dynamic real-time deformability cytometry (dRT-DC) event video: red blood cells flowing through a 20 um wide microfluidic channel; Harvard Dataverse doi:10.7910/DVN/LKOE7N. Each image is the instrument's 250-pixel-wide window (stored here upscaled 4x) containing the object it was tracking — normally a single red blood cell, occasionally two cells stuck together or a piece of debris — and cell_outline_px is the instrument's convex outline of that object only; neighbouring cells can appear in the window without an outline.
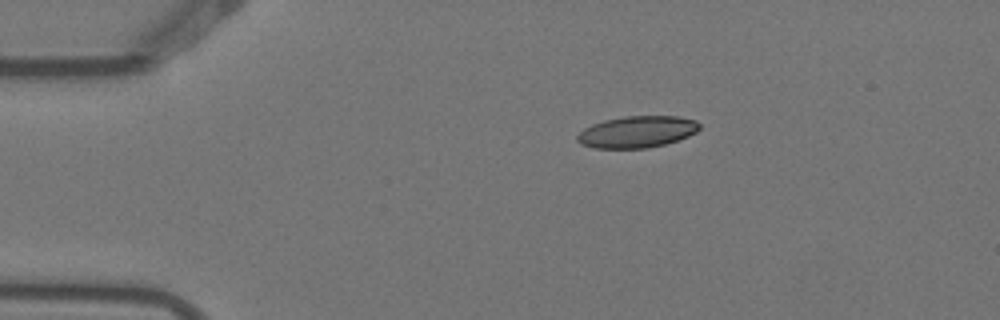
{"species": "Egyptian fruit bat (a non-hibernating species)", "species_latin": "Rousettus aegyptiacus", "temperature_condition": "warm", "stored_images_in_passage": 5, "camera_frame_rate_fps": 3000, "um_per_image_px": 0.085, "animal": {"sex": "female"}, "frame": {"image": 1, "passage_image": 1, "time_ms": 0.0, "image_size_px": [1000, 320], "cell_outline_px": [[700, 128], [696, 132], [688, 136], [664, 144], [648, 148], [596, 148], [580, 144], [576, 140], [576, 136], [584, 128], [592, 124], [604, 120], [624, 116], [676, 116], [696, 120], [700, 124]], "centroid_in_image_um": [54.13, 11.2], "position_along_channel_um": 30.9, "area_um2": 22.54}}
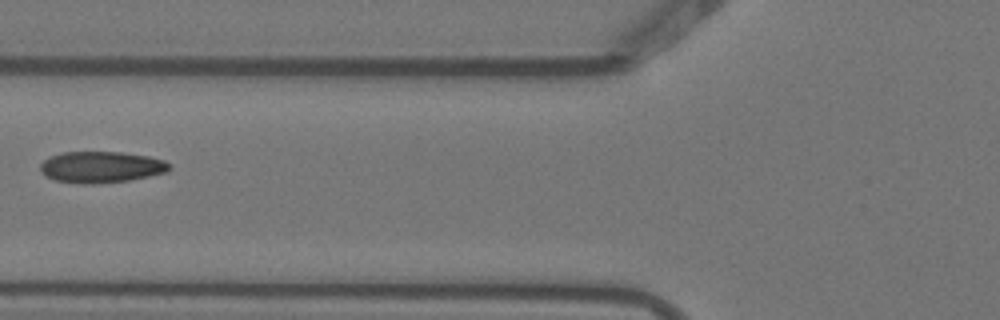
{"frame": {"image": 2, "passage_image": 4, "time_ms": 1.0, "image_size_px": [1000, 320], "cell_outline_px": [[172, 168], [168, 172], [128, 180], [92, 184], [84, 184], [56, 180], [44, 176], [40, 172], [40, 164], [48, 156], [64, 152], [120, 152], [148, 156], [164, 160]], "centroid_in_image_um": [8.57, 14.19], "position_along_channel_um": 117.2, "area_um2": 23.58}}
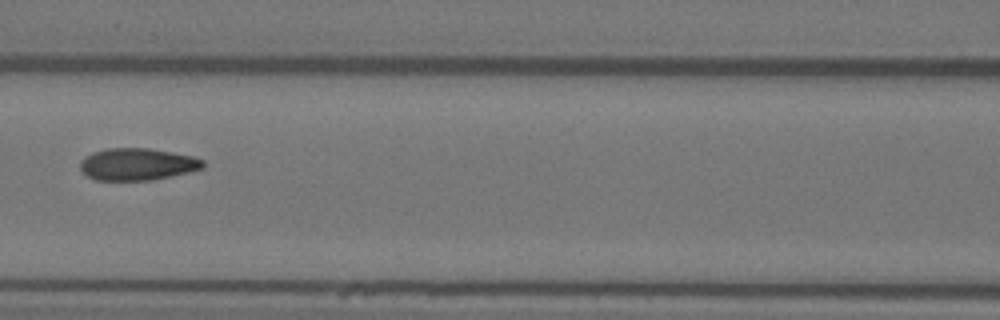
{"frame": {"image": 3, "passage_image": 5, "time_ms": 1.333, "image_size_px": [1000, 320], "cell_outline_px": [[204, 168], [188, 172], [152, 180], [96, 180], [88, 176], [80, 168], [80, 160], [84, 156], [92, 152], [108, 148], [148, 148], [172, 152], [192, 156], [204, 160]], "centroid_in_image_um": [11.66, 13.95], "position_along_channel_um": 154.9, "area_um2": 22.95}}